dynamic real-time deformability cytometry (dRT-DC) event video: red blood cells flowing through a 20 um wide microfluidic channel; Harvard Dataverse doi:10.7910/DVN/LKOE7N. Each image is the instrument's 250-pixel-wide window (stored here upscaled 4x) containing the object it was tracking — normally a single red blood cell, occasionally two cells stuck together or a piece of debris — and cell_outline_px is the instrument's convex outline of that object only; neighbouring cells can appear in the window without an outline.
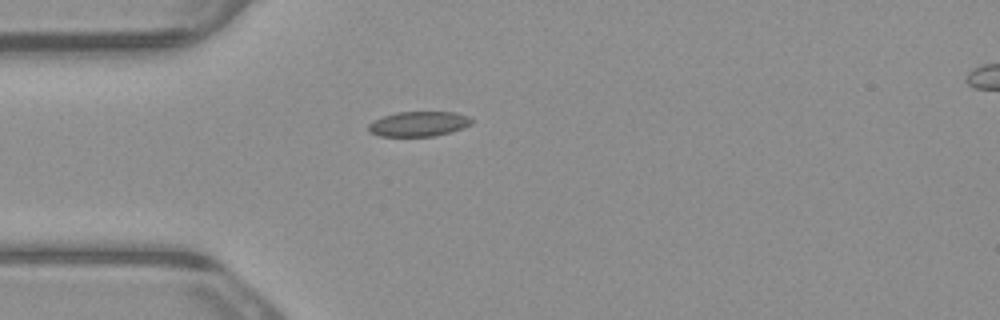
{"species": "common noctule bat (a hibernating species)", "species_latin": "Nyctalus noctula", "temperature_condition": "warm", "stored_images_in_passage": 1, "camera_frame_rate_fps": 3000, "um_per_image_px": 0.085, "animal": {"sex": "male", "body_mass_g": 23.1, "forearm_length_mm": 52.7}, "frame": {"image": 1, "passage_image": 1, "time_ms": 0.0, "image_size_px": [1000, 320], "cell_outline_px": [[472, 124], [452, 132], [432, 136], [380, 136], [368, 132], [368, 124], [372, 120], [396, 112], [456, 112], [468, 116], [472, 120]], "centroid_in_image_um": [35.57, 10.53], "position_along_channel_um": 49.4, "area_um2": 15.09}}